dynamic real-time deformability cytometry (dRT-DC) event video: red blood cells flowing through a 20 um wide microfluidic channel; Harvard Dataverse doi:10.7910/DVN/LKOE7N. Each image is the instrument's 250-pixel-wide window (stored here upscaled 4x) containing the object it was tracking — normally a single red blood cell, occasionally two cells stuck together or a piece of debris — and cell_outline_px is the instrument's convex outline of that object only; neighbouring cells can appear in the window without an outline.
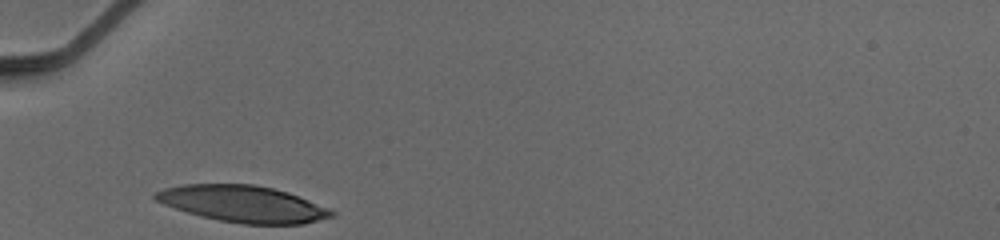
{"species": "human", "species_latin": "Homo sapiens", "temperature_condition": "cold", "stored_images_in_passage": 25, "camera_frame_rate_fps": 3000, "um_per_image_px": 0.085, "donor": {"sex": "male"}, "frame": {"image": 1, "passage_image": 1, "time_ms": 0.0, "image_size_px": [1000, 240], "cell_outline_px": [[336, 212], [332, 216], [304, 224], [244, 224], [220, 220], [188, 212], [164, 204], [156, 200], [152, 196], [152, 192], [164, 188], [184, 184], [252, 184], [272, 188], [288, 192], [328, 208]], "centroid_in_image_um": [20.63, 17.32], "position_along_channel_um": 64.4, "area_um2": 37.17}}
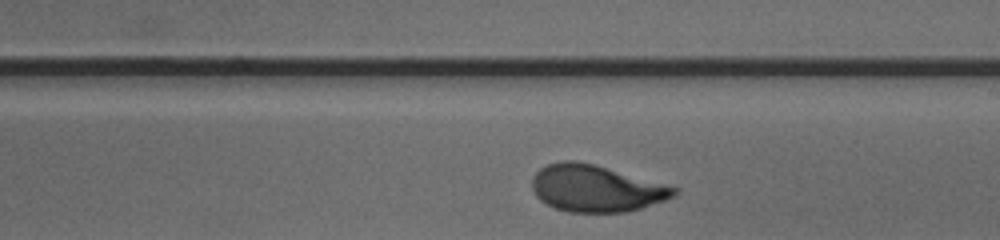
{"frame": {"image": 2, "passage_image": 15, "time_ms": 4.667, "image_size_px": [1000, 240], "cell_outline_px": [[680, 192], [664, 200], [628, 212], [568, 212], [556, 208], [540, 200], [536, 196], [532, 188], [532, 176], [540, 168], [548, 164], [560, 160], [576, 160], [596, 164], [680, 188]], "centroid_in_image_um": [50.66, 16.0], "position_along_channel_um": 238.3, "area_um2": 38.9}}
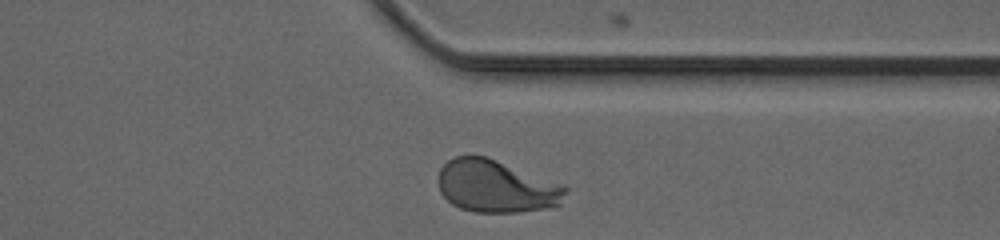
{"frame": {"image": 3, "passage_image": 25, "time_ms": 8.0, "image_size_px": [1000, 240], "cell_outline_px": [[568, 192], [560, 204], [544, 208], [516, 212], [476, 212], [460, 208], [452, 204], [440, 192], [436, 180], [436, 176], [440, 168], [448, 160], [456, 156], [484, 156], [564, 184], [568, 188]], "centroid_in_image_um": [42.15, 15.84], "position_along_channel_um": 369.2, "area_um2": 38.96}}